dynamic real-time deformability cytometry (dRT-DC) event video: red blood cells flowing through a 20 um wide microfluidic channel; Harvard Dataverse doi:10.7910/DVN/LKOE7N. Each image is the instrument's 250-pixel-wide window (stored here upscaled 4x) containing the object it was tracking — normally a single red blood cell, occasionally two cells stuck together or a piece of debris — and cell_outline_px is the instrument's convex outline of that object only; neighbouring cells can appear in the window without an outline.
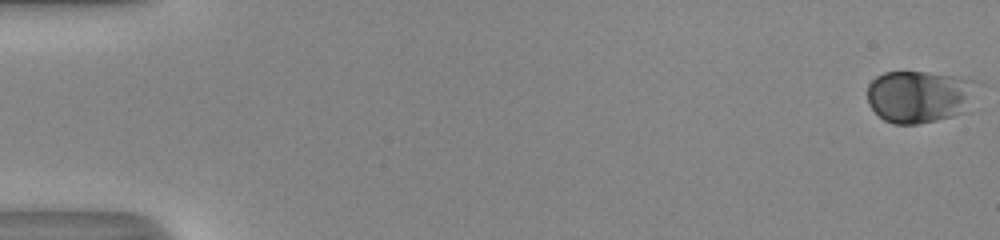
{"species": "human", "species_latin": "Homo sapiens", "temperature_condition": "room temperature", "stored_images_in_passage": 53, "camera_frame_rate_fps": 3000, "um_per_image_px": 0.085, "donor": {"sex": "male"}, "frame": {"image": 1, "passage_image": 1, "time_ms": 0.0, "image_size_px": [1000, 240], "cell_outline_px": [[984, 84], [972, 112], [936, 120], [916, 124], [892, 124], [884, 120], [868, 104], [868, 84], [876, 76], [884, 72], [924, 72], [980, 80]], "centroid_in_image_um": [78.34, 8.21], "position_along_channel_um": 6.7, "area_um2": 34.97}}
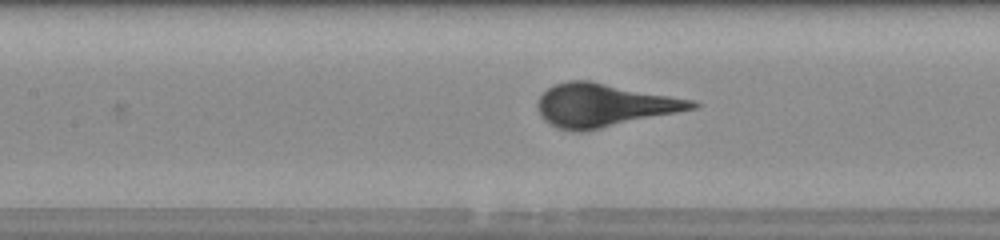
{"frame": {"image": 2, "passage_image": 26, "time_ms": 8.333, "image_size_px": [1000, 240], "cell_outline_px": [[700, 104], [696, 108], [584, 132], [576, 132], [556, 128], [544, 120], [540, 116], [536, 104], [540, 96], [548, 88], [556, 84], [568, 80], [592, 80], [696, 100]], "centroid_in_image_um": [51.33, 8.94], "position_along_channel_um": 156.1, "area_um2": 39.19}}
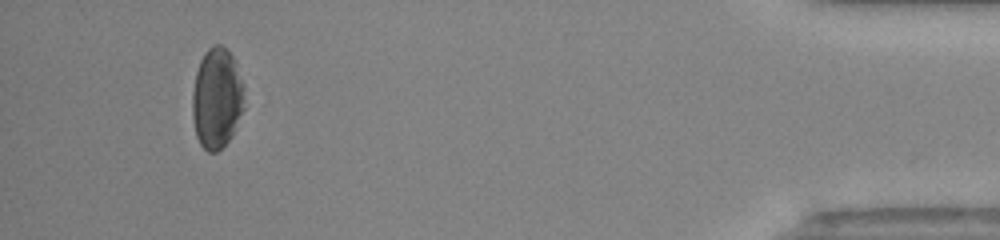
{"frame": {"image": 3, "passage_image": 50, "time_ms": 16.333, "image_size_px": [1000, 240], "cell_outline_px": [[244, 108], [232, 136], [216, 152], [208, 152], [200, 144], [196, 136], [192, 116], [192, 92], [196, 72], [200, 60], [204, 52], [212, 44], [220, 44], [232, 56], [244, 84]], "centroid_in_image_um": [18.42, 8.35], "position_along_channel_um": 416.8, "area_um2": 30.63}}